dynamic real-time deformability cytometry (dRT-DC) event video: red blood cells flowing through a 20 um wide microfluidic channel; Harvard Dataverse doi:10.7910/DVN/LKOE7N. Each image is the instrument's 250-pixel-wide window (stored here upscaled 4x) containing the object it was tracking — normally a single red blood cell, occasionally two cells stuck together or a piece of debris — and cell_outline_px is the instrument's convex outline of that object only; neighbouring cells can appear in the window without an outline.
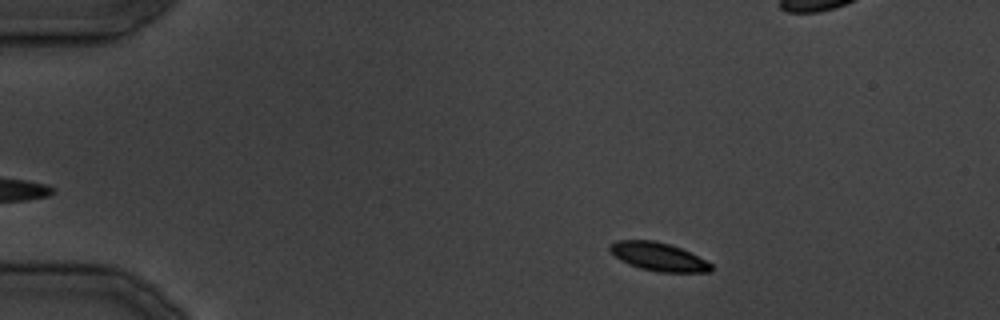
{"species": "common noctule bat (a hibernating species)", "species_latin": "Nyctalus noctula", "temperature_condition": "cold", "stored_images_in_passage": 22, "camera_frame_rate_fps": 3000, "um_per_image_px": 0.085, "animal": {"sex": "male", "body_mass_g": 19.5, "forearm_length_mm": 54.6}, "frame": {"image": 1, "passage_image": 4, "time_ms": 4.333, "image_size_px": [1000, 320], "cell_outline_px": [[712, 272], [660, 272], [640, 268], [628, 264], [620, 260], [608, 248], [608, 244], [616, 240], [652, 240], [668, 244], [680, 248], [712, 264]], "centroid_in_image_um": [55.92, 21.82], "position_along_channel_um": 29.1, "area_um2": 16.53}}
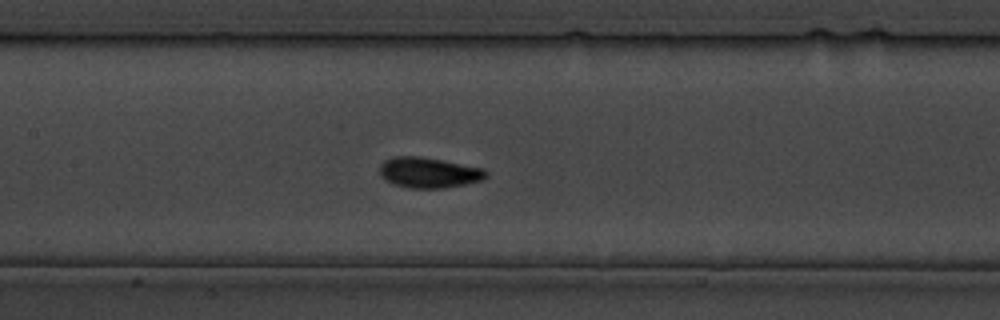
{"frame": {"image": 2, "passage_image": 15, "time_ms": 18.0, "image_size_px": [1000, 320], "cell_outline_px": [[488, 176], [484, 180], [444, 188], [408, 188], [396, 184], [380, 176], [380, 164], [384, 160], [392, 156], [420, 156], [484, 168], [488, 172]], "centroid_in_image_um": [36.47, 14.66], "position_along_channel_um": 170.9, "area_um2": 18.96}}
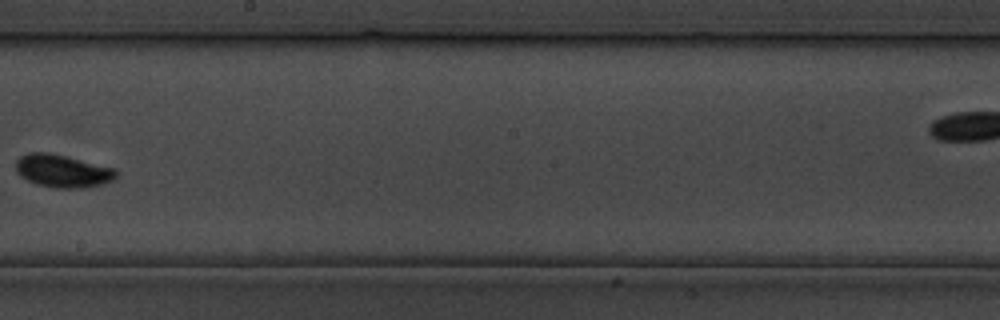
{"frame": {"image": 3, "passage_image": 19, "time_ms": 22.667, "image_size_px": [1000, 320], "cell_outline_px": [[116, 176], [112, 180], [100, 184], [84, 188], [56, 188], [36, 184], [20, 176], [16, 172], [16, 160], [20, 156], [28, 152], [52, 152], [116, 168]], "centroid_in_image_um": [5.29, 14.51], "position_along_channel_um": 242.9, "area_um2": 19.36}}